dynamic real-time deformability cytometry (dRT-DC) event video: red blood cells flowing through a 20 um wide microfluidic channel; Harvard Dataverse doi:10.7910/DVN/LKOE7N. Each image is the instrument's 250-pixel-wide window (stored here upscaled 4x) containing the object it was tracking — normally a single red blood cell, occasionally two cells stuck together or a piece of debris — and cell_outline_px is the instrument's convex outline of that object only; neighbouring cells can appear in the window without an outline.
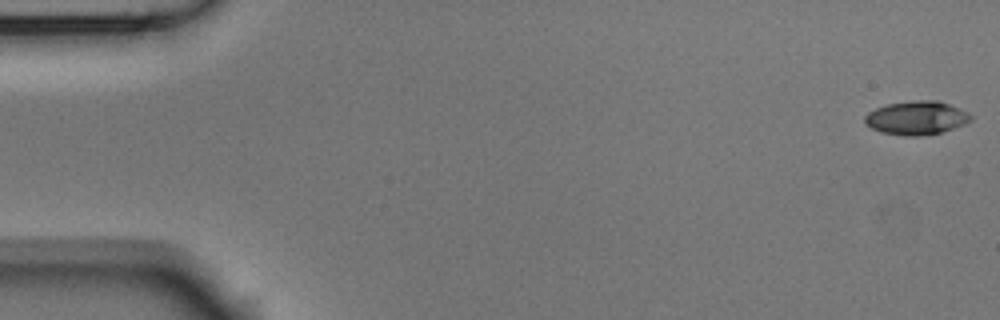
{"species": "Egyptian fruit bat (a non-hibernating species)", "species_latin": "Rousettus aegyptiacus", "temperature_condition": "room temperature", "stored_images_in_passage": 6, "camera_frame_rate_fps": 3000, "um_per_image_px": 0.085, "animal": {"sex": "male"}, "frame": {"image": 1, "passage_image": 1, "time_ms": 0.0, "image_size_px": [1000, 320], "cell_outline_px": [[972, 120], [964, 124], [940, 132], [920, 136], [904, 136], [880, 132], [872, 128], [864, 120], [864, 116], [868, 112], [876, 108], [888, 104], [916, 100], [936, 100], [948, 104], [968, 112], [972, 116]], "centroid_in_image_um": [77.89, 10.02], "position_along_channel_um": 7.1, "area_um2": 20.58}}
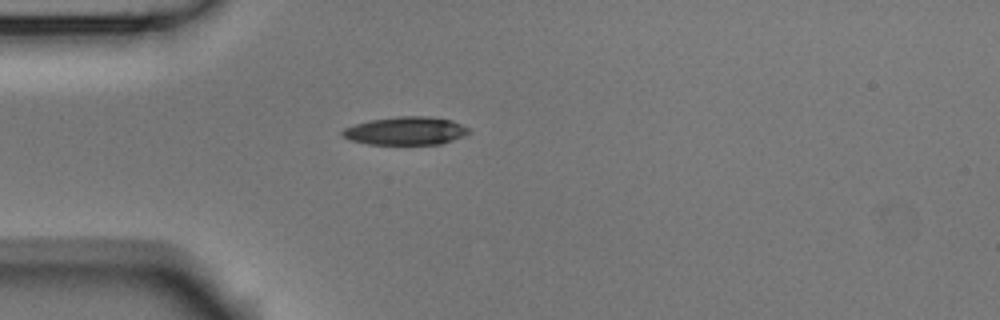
{"frame": {"image": 2, "passage_image": 5, "time_ms": 1.333, "image_size_px": [1000, 320], "cell_outline_px": [[472, 132], [464, 136], [440, 144], [368, 144], [348, 140], [340, 136], [340, 132], [344, 128], [356, 124], [372, 120], [400, 116], [428, 116], [452, 120], [468, 128]], "centroid_in_image_um": [34.47, 11.13], "position_along_channel_um": 50.5, "area_um2": 20.75}}